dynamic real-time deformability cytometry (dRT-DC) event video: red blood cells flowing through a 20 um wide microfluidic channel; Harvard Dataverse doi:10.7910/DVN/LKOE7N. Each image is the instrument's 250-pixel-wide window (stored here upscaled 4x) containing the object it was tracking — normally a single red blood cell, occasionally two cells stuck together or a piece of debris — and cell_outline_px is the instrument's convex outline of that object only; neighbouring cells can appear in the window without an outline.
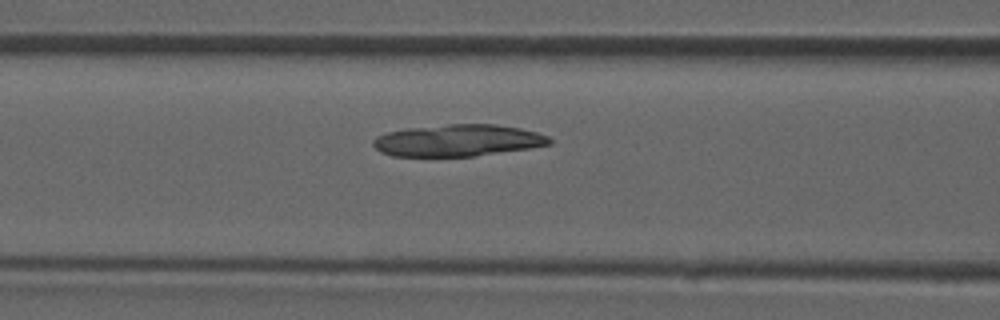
{"species": "common noctule bat (a hibernating species)", "species_latin": "Nyctalus noctula", "temperature_condition": "room temperature", "stored_images_in_passage": 5, "camera_frame_rate_fps": 3000, "um_per_image_px": 0.085, "animal": {"sex": "male", "forearm_length_mm": 52.5}, "frame": {"image": 1, "passage_image": 5, "time_ms": 1.333, "image_size_px": [1000, 320], "cell_outline_px": [[552, 144], [532, 148], [476, 156], [392, 156], [380, 152], [372, 144], [372, 140], [376, 136], [388, 132], [408, 128], [448, 124], [496, 124], [520, 128], [536, 132], [548, 136], [552, 140]], "centroid_in_image_um": [38.93, 11.94], "position_along_channel_um": 127.7, "area_um2": 32.89}}